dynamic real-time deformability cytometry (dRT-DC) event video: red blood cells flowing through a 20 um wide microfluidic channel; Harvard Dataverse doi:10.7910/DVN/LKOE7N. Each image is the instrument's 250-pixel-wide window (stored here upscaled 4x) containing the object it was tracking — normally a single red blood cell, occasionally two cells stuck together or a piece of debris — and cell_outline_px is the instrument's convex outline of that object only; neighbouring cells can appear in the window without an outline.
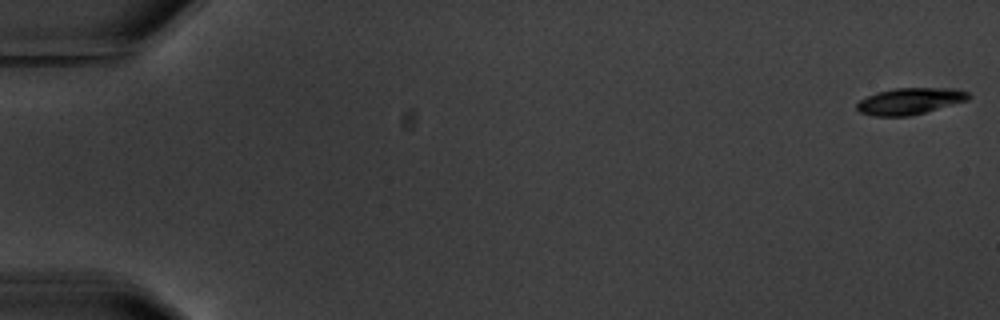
{"species": "common noctule bat (a hibernating species)", "species_latin": "Nyctalus noctula", "temperature_condition": "warm", "stored_images_in_passage": 6, "camera_frame_rate_fps": 3000, "um_per_image_px": 0.085, "animal": {"sex": "male", "body_mass_g": 20.1, "forearm_length_mm": 53.5}, "frame": {"image": 1, "passage_image": 1, "time_ms": 0.0, "image_size_px": [1000, 320], "cell_outline_px": [[972, 96], [968, 100], [924, 112], [908, 116], [876, 116], [860, 112], [856, 108], [856, 104], [860, 100], [876, 92], [896, 88], [956, 88], [968, 92]], "centroid_in_image_um": [77.35, 8.58], "position_along_channel_um": 7.6, "area_um2": 17.17}}
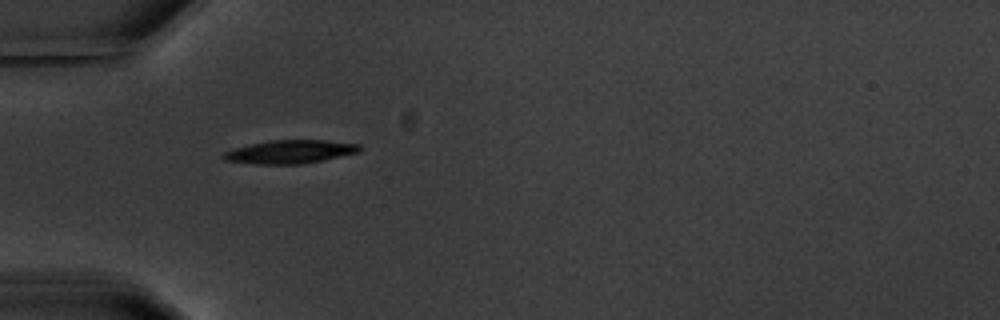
{"frame": {"image": 2, "passage_image": 5, "time_ms": 6.0, "image_size_px": [1000, 320], "cell_outline_px": [[360, 152], [300, 164], [252, 164], [224, 160], [220, 156], [224, 152], [236, 148], [268, 140], [324, 140], [360, 144]], "centroid_in_image_um": [24.62, 12.9], "position_along_channel_um": 60.4, "area_um2": 18.38}}
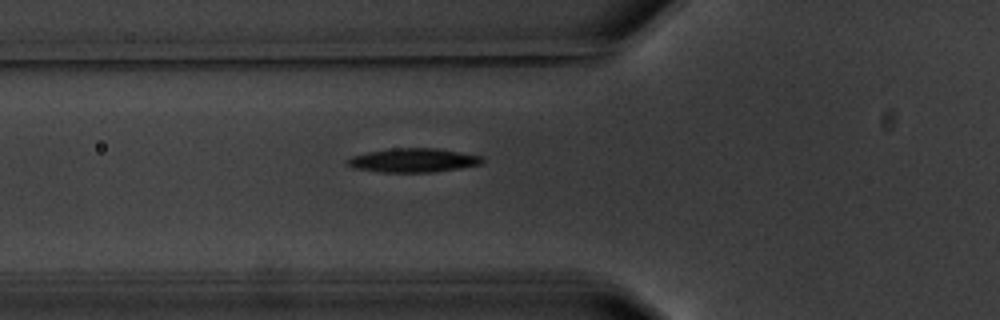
{"frame": {"image": 3, "passage_image": 6, "time_ms": 7.0, "image_size_px": [1000, 320], "cell_outline_px": [[484, 160], [480, 164], [460, 168], [436, 172], [384, 172], [356, 168], [348, 164], [348, 160], [352, 156], [368, 152], [392, 148], [436, 148], [484, 156]], "centroid_in_image_um": [35.19, 13.62], "position_along_channel_um": 90.6, "area_um2": 18.61}}